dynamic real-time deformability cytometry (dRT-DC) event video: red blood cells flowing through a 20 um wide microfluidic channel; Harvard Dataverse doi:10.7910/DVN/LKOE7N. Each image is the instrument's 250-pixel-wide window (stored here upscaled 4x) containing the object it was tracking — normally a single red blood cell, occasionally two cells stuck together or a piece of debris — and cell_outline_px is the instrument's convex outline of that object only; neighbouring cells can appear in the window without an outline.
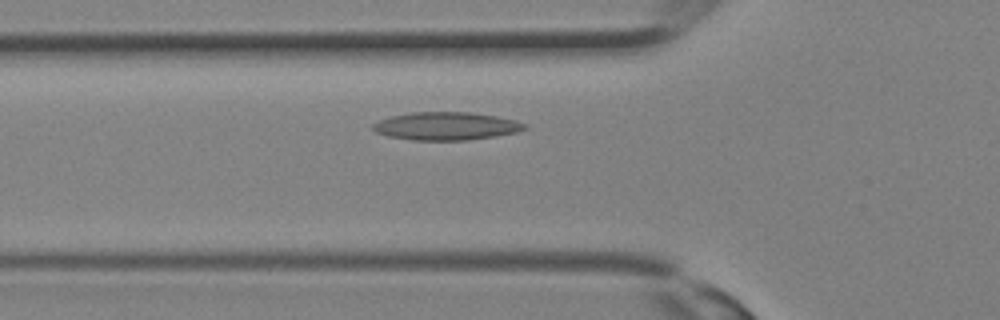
{"species": "Egyptian fruit bat (a non-hibernating species)", "species_latin": "Rousettus aegyptiacus", "temperature_condition": "room temperature", "stored_images_in_passage": 25, "camera_frame_rate_fps": 3000, "um_per_image_px": 0.085, "animal": {"sex": "female"}, "frame": {"image": 1, "passage_image": 4, "time_ms": 1.0, "image_size_px": [1000, 320], "cell_outline_px": [[528, 128], [516, 132], [496, 136], [468, 140], [412, 140], [388, 136], [376, 132], [372, 128], [372, 124], [380, 120], [392, 116], [412, 112], [472, 112], [496, 116], [516, 120], [528, 124]], "centroid_in_image_um": [37.96, 10.71], "position_along_channel_um": 87.8, "area_um2": 24.8}}
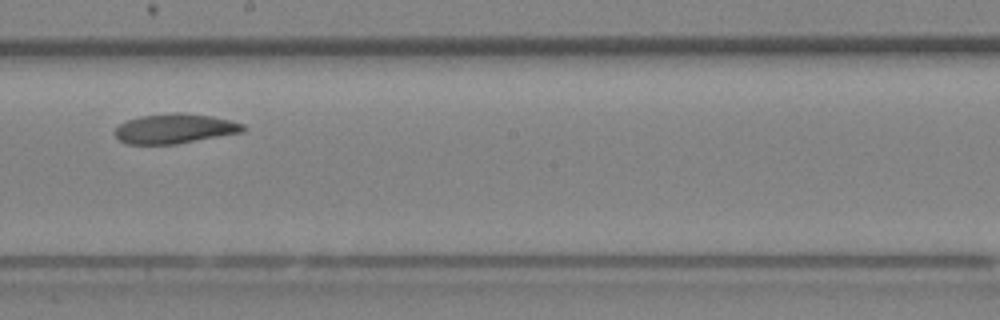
{"frame": {"image": 2, "passage_image": 11, "time_ms": 3.333, "image_size_px": [1000, 320], "cell_outline_px": [[248, 128], [244, 132], [176, 144], [124, 144], [116, 136], [116, 128], [120, 124], [128, 120], [140, 116], [172, 112], [184, 112], [212, 116], [244, 124]], "centroid_in_image_um": [14.89, 10.93], "position_along_channel_um": 233.3, "area_um2": 22.31}}
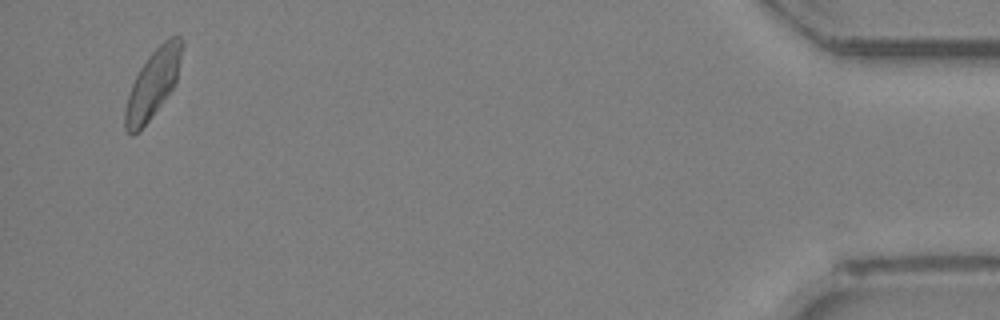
{"frame": {"image": 3, "passage_image": 24, "time_ms": 7.667, "image_size_px": [1000, 320], "cell_outline_px": [[184, 44], [176, 84], [152, 116], [132, 136], [124, 128], [124, 108], [132, 84], [140, 68], [148, 56], [168, 36], [180, 36], [184, 40]], "centroid_in_image_um": [13.02, 7.07], "position_along_channel_um": 422.2, "area_um2": 22.48}}